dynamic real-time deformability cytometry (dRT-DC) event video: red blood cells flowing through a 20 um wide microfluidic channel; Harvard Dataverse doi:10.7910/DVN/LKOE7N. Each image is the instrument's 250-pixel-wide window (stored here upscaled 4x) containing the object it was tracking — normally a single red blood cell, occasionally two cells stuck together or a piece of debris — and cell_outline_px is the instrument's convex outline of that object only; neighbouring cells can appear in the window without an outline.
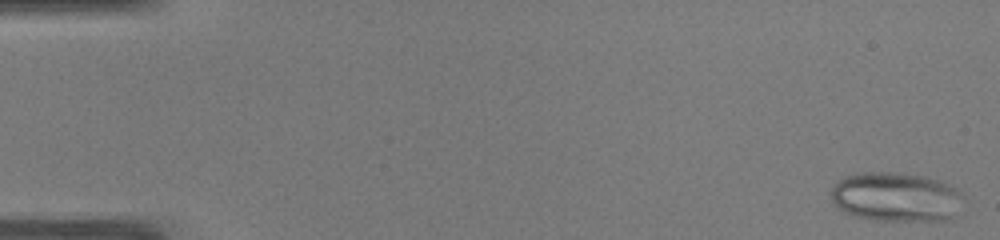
{"species": "common noctule bat (a hibernating species)", "species_latin": "Nyctalus noctula", "temperature_condition": "warm", "stored_images_in_passage": 50, "camera_frame_rate_fps": 3000, "um_per_image_px": 0.085, "animal": {"sex": "male", "body_mass_g": 19.0, "forearm_length_mm": 50.8}, "frame": {"image": 1, "passage_image": 2, "time_ms": 0.333, "image_size_px": [1000, 240], "cell_outline_px": [[964, 196], [952, 216], [944, 220], [880, 220], [856, 216], [844, 212], [832, 204], [832, 188], [840, 180], [848, 176], [864, 172], [900, 172], [924, 176], [940, 180], [956, 188]], "centroid_in_image_um": [76.15, 16.73], "position_along_channel_um": 8.9, "area_um2": 37.69}}
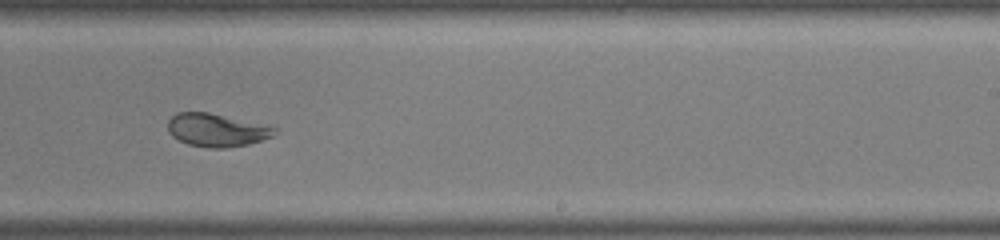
{"frame": {"image": 2, "passage_image": 32, "time_ms": 10.333, "image_size_px": [1000, 240], "cell_outline_px": [[280, 132], [272, 136], [248, 144], [224, 148], [208, 148], [188, 144], [172, 136], [168, 132], [168, 120], [176, 112], [208, 112], [276, 128]], "centroid_in_image_um": [18.37, 11.06], "position_along_channel_um": 270.6, "area_um2": 20.29}}
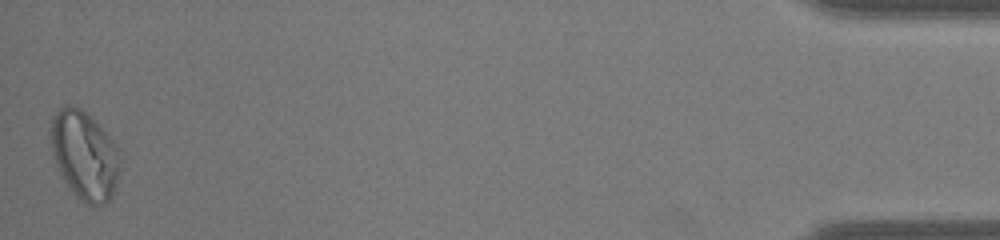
{"frame": {"image": 3, "passage_image": 50, "time_ms": 16.333, "image_size_px": [1000, 240], "cell_outline_px": [[120, 168], [112, 196], [104, 204], [88, 204], [80, 200], [76, 196], [64, 180], [60, 172], [52, 152], [48, 132], [48, 128], [52, 116], [64, 104], [68, 104], [80, 108], [92, 116], [112, 140], [120, 152]], "centroid_in_image_um": [7.16, 13.14], "position_along_channel_um": 428.0, "area_um2": 36.01}}